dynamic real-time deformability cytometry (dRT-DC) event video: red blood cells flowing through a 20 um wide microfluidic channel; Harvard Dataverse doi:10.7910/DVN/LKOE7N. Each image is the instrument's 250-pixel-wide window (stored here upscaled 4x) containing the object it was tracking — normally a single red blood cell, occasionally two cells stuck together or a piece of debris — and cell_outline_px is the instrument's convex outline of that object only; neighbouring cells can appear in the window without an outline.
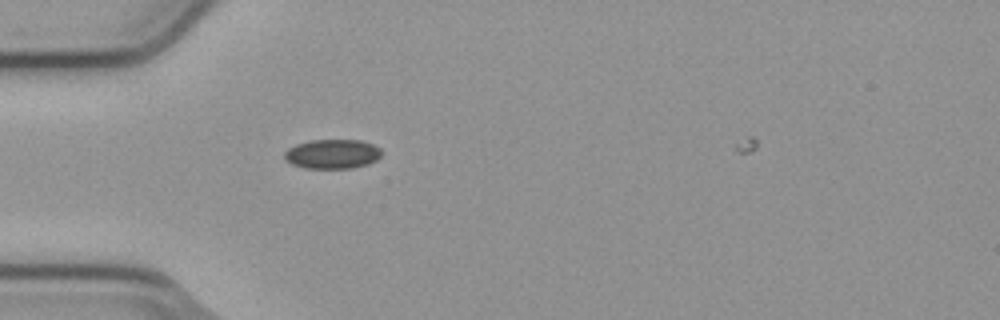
{"species": "common noctule bat (a hibernating species)", "species_latin": "Nyctalus noctula", "temperature_condition": "cold", "stored_images_in_passage": 1, "camera_frame_rate_fps": 3000, "um_per_image_px": 0.085, "animal": {"sex": "male", "body_mass_g": 23.1, "forearm_length_mm": 52.7}, "frame": {"image": 1, "passage_image": 1, "time_ms": 0.0, "image_size_px": [1000, 320], "cell_outline_px": [[380, 156], [376, 160], [368, 164], [352, 168], [304, 168], [292, 164], [284, 156], [284, 152], [288, 148], [296, 144], [312, 140], [360, 140], [372, 144], [380, 148]], "centroid_in_image_um": [28.25, 13.09], "position_along_channel_um": 56.8, "area_um2": 16.53}}